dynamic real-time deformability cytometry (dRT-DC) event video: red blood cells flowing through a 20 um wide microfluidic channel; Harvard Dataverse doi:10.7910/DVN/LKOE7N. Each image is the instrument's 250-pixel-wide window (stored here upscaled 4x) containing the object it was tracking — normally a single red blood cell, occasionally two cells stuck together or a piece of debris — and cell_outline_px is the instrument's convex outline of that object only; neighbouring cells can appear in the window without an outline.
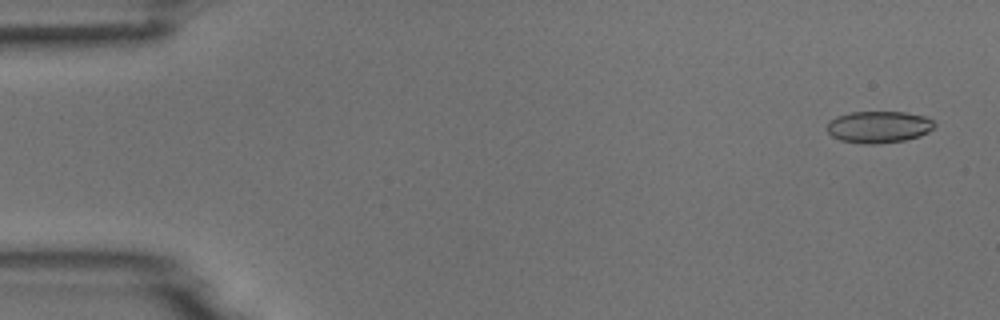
{"species": "common noctule bat (a hibernating species)", "species_latin": "Nyctalus noctula", "temperature_condition": "room temperature", "stored_images_in_passage": 6, "camera_frame_rate_fps": 3000, "um_per_image_px": 0.085, "animal": {"sex": "male", "body_mass_g": 18.8}, "frame": {"image": 1, "passage_image": 1, "time_ms": 0.0, "image_size_px": [1000, 320], "cell_outline_px": [[936, 124], [928, 132], [920, 136], [904, 140], [872, 144], [864, 144], [840, 140], [832, 136], [828, 132], [828, 120], [836, 116], [852, 112], [904, 112], [928, 116]], "centroid_in_image_um": [74.7, 10.78], "position_along_channel_um": 10.3, "area_um2": 19.94}}
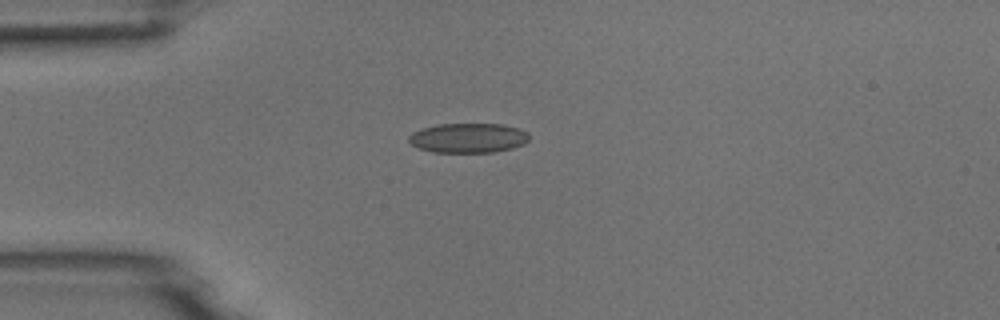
{"frame": {"image": 2, "passage_image": 4, "time_ms": 1.0, "image_size_px": [1000, 320], "cell_outline_px": [[528, 140], [524, 144], [512, 148], [492, 152], [432, 152], [420, 148], [412, 144], [408, 140], [408, 136], [412, 132], [436, 124], [504, 124], [520, 128], [528, 132]], "centroid_in_image_um": [39.81, 11.72], "position_along_channel_um": 45.2, "area_um2": 20.81}}